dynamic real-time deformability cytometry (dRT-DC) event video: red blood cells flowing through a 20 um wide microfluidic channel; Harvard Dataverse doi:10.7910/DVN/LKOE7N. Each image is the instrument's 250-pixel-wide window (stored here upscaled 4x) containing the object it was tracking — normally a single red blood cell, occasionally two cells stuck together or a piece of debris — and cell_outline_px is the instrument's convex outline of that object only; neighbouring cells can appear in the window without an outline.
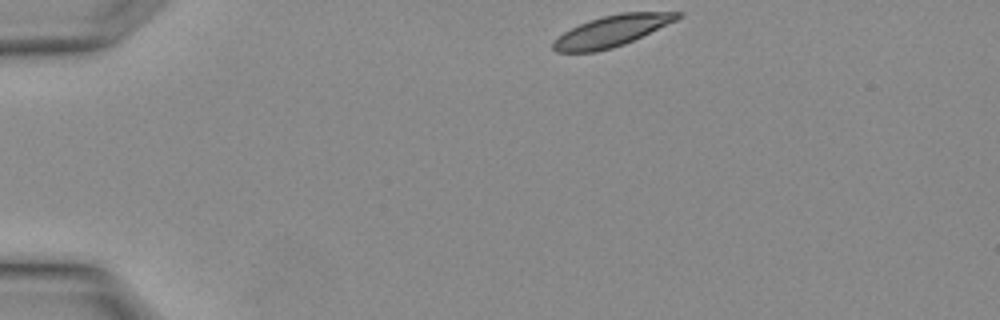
{"species": "Egyptian fruit bat (a non-hibernating species)", "species_latin": "Rousettus aegyptiacus", "temperature_condition": "warm", "stored_images_in_passage": 11, "camera_frame_rate_fps": 3000, "um_per_image_px": 0.085, "animal": {"sex": "female"}, "frame": {"image": 1, "passage_image": 1, "time_ms": 0.0, "image_size_px": [1000, 320], "cell_outline_px": [[684, 16], [676, 20], [624, 44], [612, 48], [596, 52], [556, 52], [552, 48], [552, 44], [564, 32], [588, 20], [620, 12], [684, 12]], "centroid_in_image_um": [52.01, 2.63], "position_along_channel_um": 33.0, "area_um2": 22.25}}
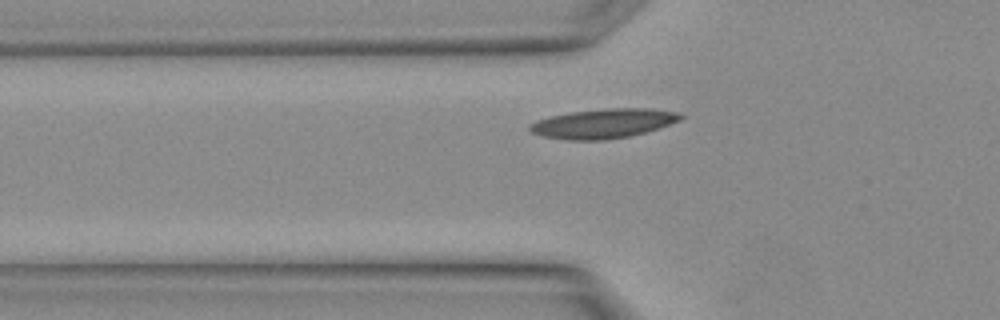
{"frame": {"image": 2, "passage_image": 6, "time_ms": 1.667, "image_size_px": [1000, 320], "cell_outline_px": [[684, 116], [680, 120], [644, 132], [628, 136], [604, 140], [568, 140], [544, 136], [532, 132], [528, 128], [528, 124], [536, 120], [548, 116], [568, 112], [604, 108], [648, 108], [680, 112]], "centroid_in_image_um": [51.24, 10.48], "position_along_channel_um": 74.6, "area_um2": 25.89}}
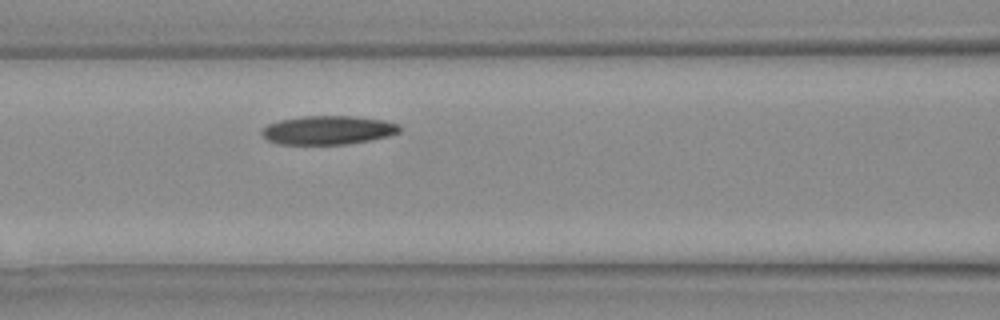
{"frame": {"image": 3, "passage_image": 9, "time_ms": 2.667, "image_size_px": [1000, 320], "cell_outline_px": [[400, 132], [388, 136], [372, 140], [348, 144], [280, 144], [268, 140], [260, 132], [268, 124], [280, 120], [300, 116], [352, 116], [384, 120], [400, 124]], "centroid_in_image_um": [27.91, 11.06], "position_along_channel_um": 138.7, "area_um2": 23.12}}